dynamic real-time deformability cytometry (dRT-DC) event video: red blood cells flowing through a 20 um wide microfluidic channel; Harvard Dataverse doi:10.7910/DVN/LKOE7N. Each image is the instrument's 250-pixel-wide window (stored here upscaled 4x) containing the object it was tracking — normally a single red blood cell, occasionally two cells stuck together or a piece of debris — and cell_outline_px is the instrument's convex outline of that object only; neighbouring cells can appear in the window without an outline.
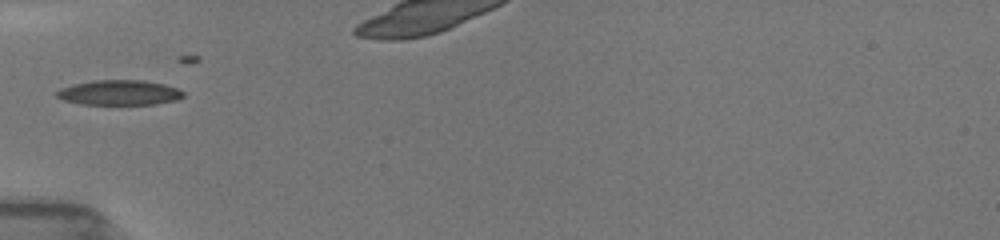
{"species": "common noctule bat (a hibernating species)", "species_latin": "Nyctalus noctula", "temperature_condition": "room temperature", "stored_images_in_passage": 26, "camera_frame_rate_fps": 3000, "um_per_image_px": 0.085, "animal": {"sex": "female", "body_mass_g": 19.5, "forearm_length_mm": 54.1}, "frame": {"image": 1, "passage_image": 1, "time_ms": 0.0, "image_size_px": [1000, 240], "cell_outline_px": [[184, 96], [176, 100], [156, 104], [80, 104], [64, 100], [56, 96], [56, 92], [60, 88], [72, 84], [92, 80], [144, 80], [164, 84], [176, 88], [184, 92]], "centroid_in_image_um": [10.13, 7.86], "position_along_channel_um": 74.9, "area_um2": 18.5}}
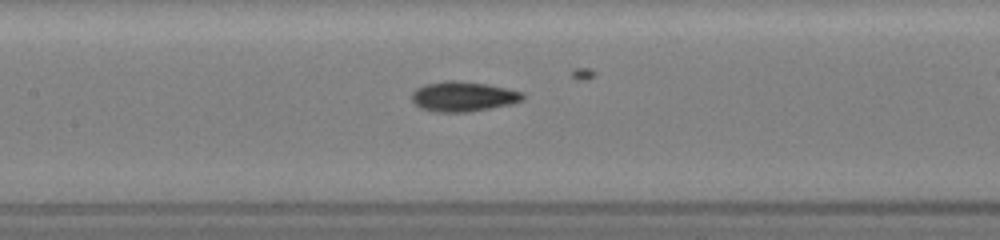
{"frame": {"image": 2, "passage_image": 9, "time_ms": 2.333, "image_size_px": [1000, 240], "cell_outline_px": [[524, 100], [508, 104], [468, 112], [436, 112], [420, 108], [412, 100], [412, 92], [416, 88], [424, 84], [444, 80], [456, 80], [488, 84], [508, 88], [524, 92]], "centroid_in_image_um": [39.36, 8.18], "position_along_channel_um": 168.0, "area_um2": 19.48}}
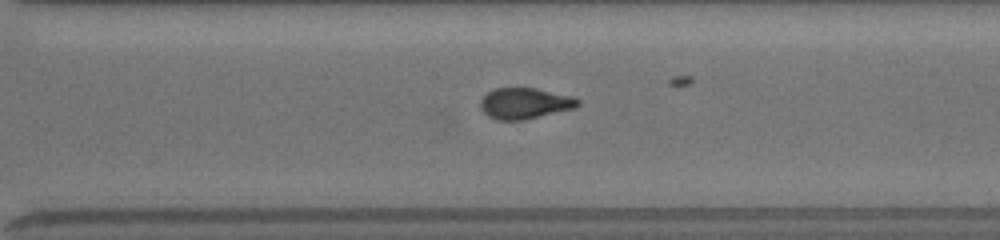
{"frame": {"image": 3, "passage_image": 23, "time_ms": 6.333, "image_size_px": [1000, 240], "cell_outline_px": [[580, 104], [576, 108], [524, 120], [496, 120], [488, 116], [480, 108], [480, 100], [492, 88], [536, 88], [572, 96], [580, 100]], "centroid_in_image_um": [44.61, 8.79], "position_along_channel_um": 326.0, "area_um2": 17.74}}